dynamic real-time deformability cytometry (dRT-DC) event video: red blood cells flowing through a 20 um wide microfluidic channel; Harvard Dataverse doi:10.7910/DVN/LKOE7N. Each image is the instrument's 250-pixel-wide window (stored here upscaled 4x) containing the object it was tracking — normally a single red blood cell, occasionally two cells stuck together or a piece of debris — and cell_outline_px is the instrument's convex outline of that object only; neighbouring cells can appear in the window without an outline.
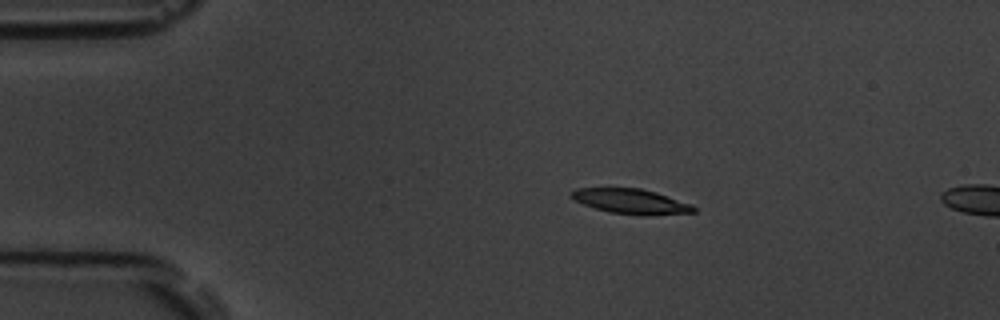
{"species": "common noctule bat (a hibernating species)", "species_latin": "Nyctalus noctula", "temperature_condition": "room temperature", "stored_images_in_passage": 14, "camera_frame_rate_fps": 3000, "um_per_image_px": 0.085, "animal": {"sex": "male", "body_mass_g": 19.5, "forearm_length_mm": 54.6}, "frame": {"image": 1, "passage_image": 10, "time_ms": 3.0, "image_size_px": [1000, 320], "cell_outline_px": [[696, 212], [648, 216], [644, 216], [608, 212], [584, 204], [568, 196], [568, 192], [576, 188], [640, 188], [656, 192], [692, 204], [696, 208]], "centroid_in_image_um": [53.64, 17.12], "position_along_channel_um": 31.4, "area_um2": 17.98}}